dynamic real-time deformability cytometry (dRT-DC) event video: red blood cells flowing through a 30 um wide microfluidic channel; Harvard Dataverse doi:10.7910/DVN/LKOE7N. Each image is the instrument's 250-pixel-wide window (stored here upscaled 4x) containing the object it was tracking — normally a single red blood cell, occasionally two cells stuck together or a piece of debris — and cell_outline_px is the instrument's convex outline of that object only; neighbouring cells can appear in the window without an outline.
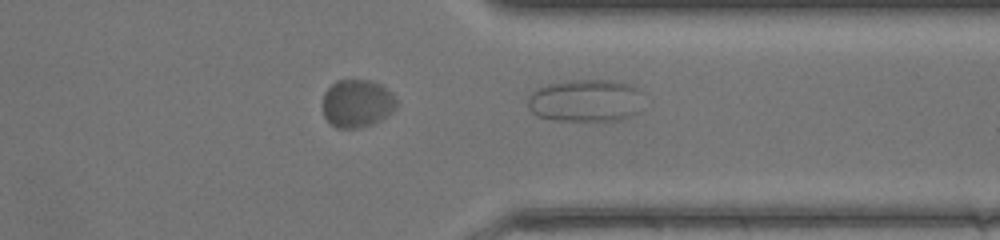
{"species": "common noctule bat (a hibernating species)", "species_latin": "Nyctalus noctula", "temperature_condition": "warm", "stored_images_in_passage": 32, "camera_frame_rate_fps": 3000, "um_per_image_px": 0.085, "animal": {"sex": "female", "body_mass_g": 17.0, "forearm_length_mm": 48.0}, "frame": {"image": 1, "passage_image": 32, "time_ms": 10.333, "image_size_px": [1000, 240], "cell_outline_px": [[640, 112], [632, 116], [620, 120], [552, 120], [536, 116], [528, 108], [528, 96], [536, 88], [548, 84], [568, 80], [612, 80], [632, 84], [640, 88]], "centroid_in_image_um": [49.77, 8.54], "position_along_channel_um": 361.6, "area_um2": 29.02}}